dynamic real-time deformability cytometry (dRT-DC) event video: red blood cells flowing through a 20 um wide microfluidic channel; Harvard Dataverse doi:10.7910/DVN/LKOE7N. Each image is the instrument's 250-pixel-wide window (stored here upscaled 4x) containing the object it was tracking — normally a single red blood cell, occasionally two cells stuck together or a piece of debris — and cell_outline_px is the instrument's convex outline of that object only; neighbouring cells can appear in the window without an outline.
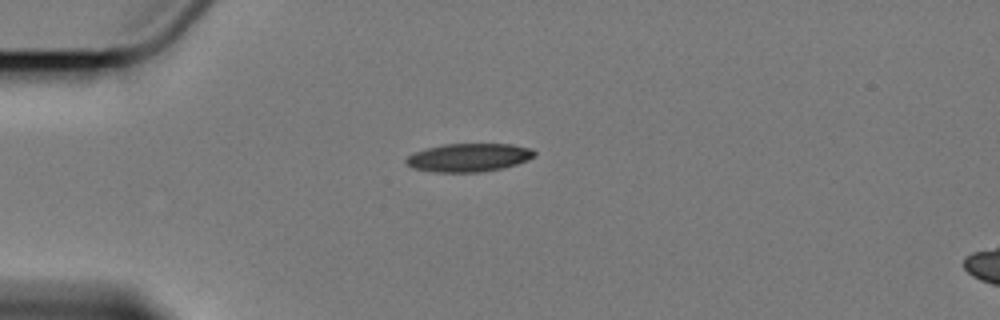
{"species": "Egyptian fruit bat (a non-hibernating species)", "species_latin": "Rousettus aegyptiacus", "temperature_condition": "cold", "stored_images_in_passage": 9, "camera_frame_rate_fps": 3000, "um_per_image_px": 0.085, "animal": {"sex": "female"}, "frame": {"image": 1, "passage_image": 1, "time_ms": 0.0, "image_size_px": [1000, 320], "cell_outline_px": [[536, 156], [528, 160], [504, 168], [484, 172], [432, 172], [412, 168], [404, 164], [404, 160], [408, 156], [416, 152], [428, 148], [444, 144], [512, 144], [532, 148], [536, 152]], "centroid_in_image_um": [39.86, 13.4], "position_along_channel_um": 45.1, "area_um2": 21.39}}
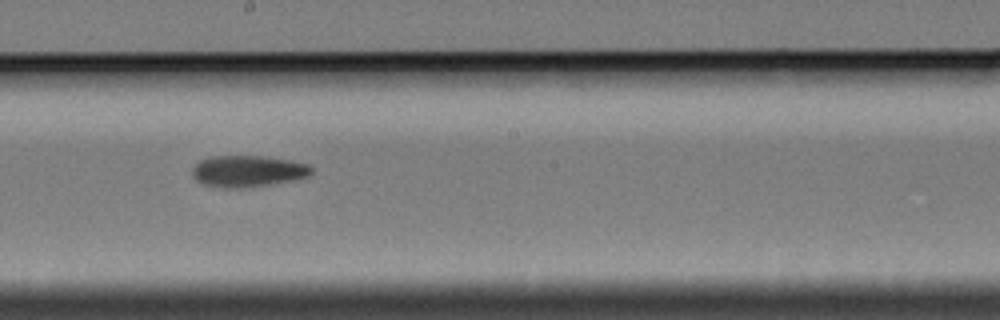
{"frame": {"image": 2, "passage_image": 6, "time_ms": 6.0, "image_size_px": [1000, 320], "cell_outline_px": [[312, 172], [308, 176], [292, 180], [268, 184], [240, 188], [224, 188], [204, 184], [196, 180], [192, 176], [192, 168], [200, 160], [208, 156], [260, 156], [292, 160], [308, 164], [312, 168]], "centroid_in_image_um": [21.04, 14.54], "position_along_channel_um": 227.2, "area_um2": 21.79}}
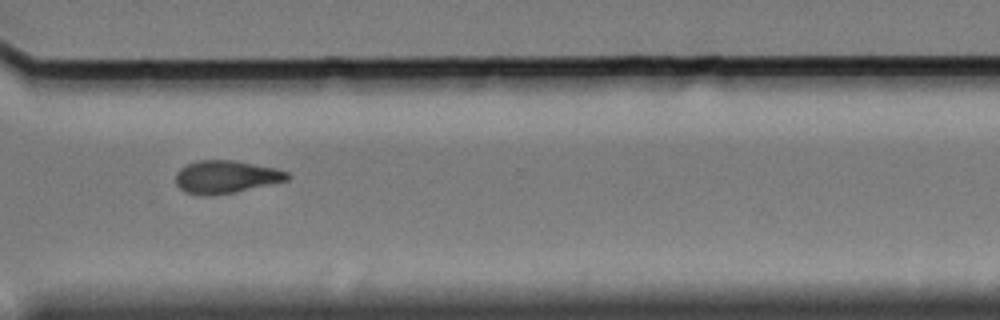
{"frame": {"image": 3, "passage_image": 9, "time_ms": 9.667, "image_size_px": [1000, 320], "cell_outline_px": [[288, 180], [232, 192], [208, 196], [204, 196], [184, 192], [176, 184], [176, 172], [180, 168], [188, 164], [200, 160], [232, 160], [276, 168], [288, 172]], "centroid_in_image_um": [19.16, 15.03], "position_along_channel_um": 351.4, "area_um2": 21.04}}